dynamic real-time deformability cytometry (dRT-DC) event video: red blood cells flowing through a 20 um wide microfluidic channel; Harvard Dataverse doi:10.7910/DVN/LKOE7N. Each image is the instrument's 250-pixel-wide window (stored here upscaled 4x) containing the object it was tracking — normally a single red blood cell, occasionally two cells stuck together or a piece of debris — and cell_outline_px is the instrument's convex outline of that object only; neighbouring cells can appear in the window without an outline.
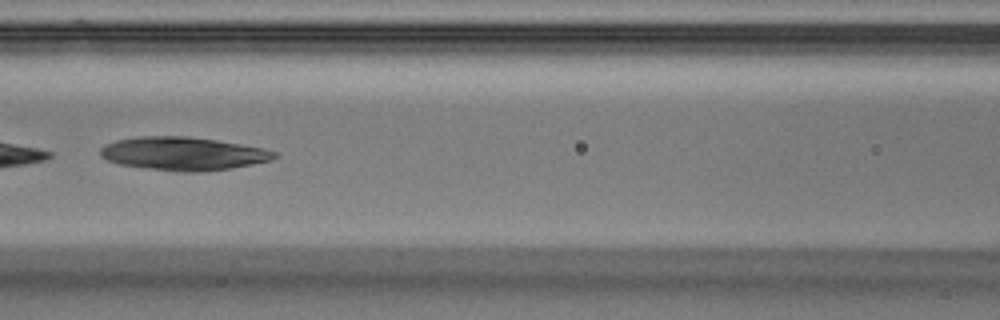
{"species": "Egyptian fruit bat (a non-hibernating species)", "species_latin": "Rousettus aegyptiacus", "temperature_condition": "warm", "stored_images_in_passage": 34, "camera_frame_rate_fps": 3000, "um_per_image_px": 0.085, "animal": {"sex": "male"}, "frame": {"image": 1, "passage_image": 14, "time_ms": 4.333, "image_size_px": [1000, 320], "cell_outline_px": [[280, 156], [272, 160], [252, 164], [228, 168], [200, 172], [184, 172], [148, 168], [120, 164], [108, 160], [100, 156], [100, 148], [104, 144], [116, 140], [140, 136], [188, 136], [216, 140], [264, 148], [276, 152]], "centroid_in_image_um": [15.57, 13.05], "position_along_channel_um": 151.0, "area_um2": 33.64}}
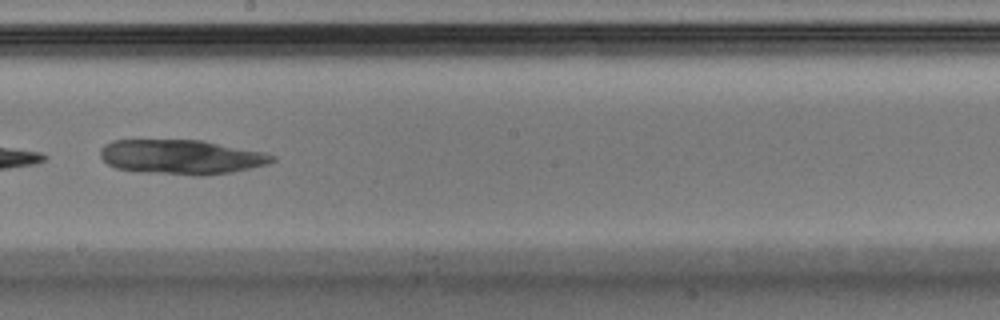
{"frame": {"image": 2, "passage_image": 20, "time_ms": 6.333, "image_size_px": [1000, 320], "cell_outline_px": [[276, 160], [268, 164], [232, 172], [200, 176], [140, 172], [116, 168], [108, 164], [100, 156], [100, 148], [104, 144], [112, 140], [200, 140], [264, 152], [276, 156]], "centroid_in_image_um": [15.4, 13.34], "position_along_channel_um": 232.8, "area_um2": 34.74}}
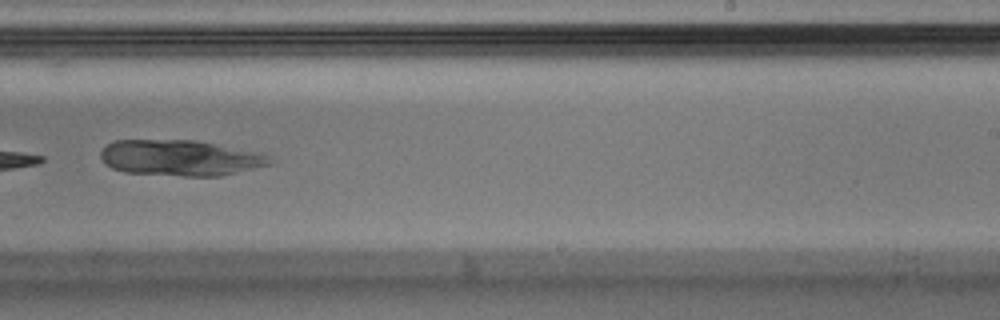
{"frame": {"image": 3, "passage_image": 23, "time_ms": 7.333, "image_size_px": [1000, 320], "cell_outline_px": [[276, 160], [272, 164], [220, 176], [184, 176], [124, 172], [112, 168], [104, 164], [100, 156], [100, 152], [112, 140], [196, 140], [256, 152], [268, 156]], "centroid_in_image_um": [15.3, 13.42], "position_along_channel_um": 273.7, "area_um2": 35.32}}